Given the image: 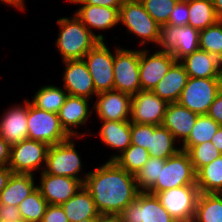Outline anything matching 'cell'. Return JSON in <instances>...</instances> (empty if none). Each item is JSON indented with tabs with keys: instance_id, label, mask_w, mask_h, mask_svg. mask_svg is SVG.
<instances>
[{
	"instance_id": "obj_35",
	"label": "cell",
	"mask_w": 222,
	"mask_h": 222,
	"mask_svg": "<svg viewBox=\"0 0 222 222\" xmlns=\"http://www.w3.org/2000/svg\"><path fill=\"white\" fill-rule=\"evenodd\" d=\"M47 206V201L36 188L19 204L18 210L25 222H42Z\"/></svg>"
},
{
	"instance_id": "obj_38",
	"label": "cell",
	"mask_w": 222,
	"mask_h": 222,
	"mask_svg": "<svg viewBox=\"0 0 222 222\" xmlns=\"http://www.w3.org/2000/svg\"><path fill=\"white\" fill-rule=\"evenodd\" d=\"M187 152L195 172L222 155L211 142L192 146Z\"/></svg>"
},
{
	"instance_id": "obj_5",
	"label": "cell",
	"mask_w": 222,
	"mask_h": 222,
	"mask_svg": "<svg viewBox=\"0 0 222 222\" xmlns=\"http://www.w3.org/2000/svg\"><path fill=\"white\" fill-rule=\"evenodd\" d=\"M184 185H196V172L188 152L181 149L160 165L159 178L147 192L155 195Z\"/></svg>"
},
{
	"instance_id": "obj_17",
	"label": "cell",
	"mask_w": 222,
	"mask_h": 222,
	"mask_svg": "<svg viewBox=\"0 0 222 222\" xmlns=\"http://www.w3.org/2000/svg\"><path fill=\"white\" fill-rule=\"evenodd\" d=\"M82 186L83 183L75 178L55 176L42 171L37 188L48 204L61 205L74 196Z\"/></svg>"
},
{
	"instance_id": "obj_20",
	"label": "cell",
	"mask_w": 222,
	"mask_h": 222,
	"mask_svg": "<svg viewBox=\"0 0 222 222\" xmlns=\"http://www.w3.org/2000/svg\"><path fill=\"white\" fill-rule=\"evenodd\" d=\"M24 102L12 105L0 118V136L10 145L28 138V99Z\"/></svg>"
},
{
	"instance_id": "obj_3",
	"label": "cell",
	"mask_w": 222,
	"mask_h": 222,
	"mask_svg": "<svg viewBox=\"0 0 222 222\" xmlns=\"http://www.w3.org/2000/svg\"><path fill=\"white\" fill-rule=\"evenodd\" d=\"M119 23L127 28V33L140 37L142 46L147 42L157 45L161 25L146 12L140 0H125L119 10Z\"/></svg>"
},
{
	"instance_id": "obj_4",
	"label": "cell",
	"mask_w": 222,
	"mask_h": 222,
	"mask_svg": "<svg viewBox=\"0 0 222 222\" xmlns=\"http://www.w3.org/2000/svg\"><path fill=\"white\" fill-rule=\"evenodd\" d=\"M75 138L82 139V137L73 136L59 144L49 146L43 171L55 176L75 178L84 184L87 175L84 177L79 175H82L83 165L79 152L75 148Z\"/></svg>"
},
{
	"instance_id": "obj_37",
	"label": "cell",
	"mask_w": 222,
	"mask_h": 222,
	"mask_svg": "<svg viewBox=\"0 0 222 222\" xmlns=\"http://www.w3.org/2000/svg\"><path fill=\"white\" fill-rule=\"evenodd\" d=\"M165 159L149 157L147 163L135 176L139 191H148L158 180L160 165L165 164Z\"/></svg>"
},
{
	"instance_id": "obj_39",
	"label": "cell",
	"mask_w": 222,
	"mask_h": 222,
	"mask_svg": "<svg viewBox=\"0 0 222 222\" xmlns=\"http://www.w3.org/2000/svg\"><path fill=\"white\" fill-rule=\"evenodd\" d=\"M146 12L161 26L165 25L179 0H140Z\"/></svg>"
},
{
	"instance_id": "obj_6",
	"label": "cell",
	"mask_w": 222,
	"mask_h": 222,
	"mask_svg": "<svg viewBox=\"0 0 222 222\" xmlns=\"http://www.w3.org/2000/svg\"><path fill=\"white\" fill-rule=\"evenodd\" d=\"M28 138L48 144H59L71 136L61 126L58 114L41 110L28 100Z\"/></svg>"
},
{
	"instance_id": "obj_54",
	"label": "cell",
	"mask_w": 222,
	"mask_h": 222,
	"mask_svg": "<svg viewBox=\"0 0 222 222\" xmlns=\"http://www.w3.org/2000/svg\"><path fill=\"white\" fill-rule=\"evenodd\" d=\"M220 78L222 80V59L220 60Z\"/></svg>"
},
{
	"instance_id": "obj_47",
	"label": "cell",
	"mask_w": 222,
	"mask_h": 222,
	"mask_svg": "<svg viewBox=\"0 0 222 222\" xmlns=\"http://www.w3.org/2000/svg\"><path fill=\"white\" fill-rule=\"evenodd\" d=\"M12 174L13 172L8 166L0 167V193L6 187Z\"/></svg>"
},
{
	"instance_id": "obj_36",
	"label": "cell",
	"mask_w": 222,
	"mask_h": 222,
	"mask_svg": "<svg viewBox=\"0 0 222 222\" xmlns=\"http://www.w3.org/2000/svg\"><path fill=\"white\" fill-rule=\"evenodd\" d=\"M199 49L222 59V22L217 21L199 34Z\"/></svg>"
},
{
	"instance_id": "obj_33",
	"label": "cell",
	"mask_w": 222,
	"mask_h": 222,
	"mask_svg": "<svg viewBox=\"0 0 222 222\" xmlns=\"http://www.w3.org/2000/svg\"><path fill=\"white\" fill-rule=\"evenodd\" d=\"M219 127L220 124L216 123L207 114L198 115L189 138L182 144L181 149L188 151L192 146L210 142Z\"/></svg>"
},
{
	"instance_id": "obj_1",
	"label": "cell",
	"mask_w": 222,
	"mask_h": 222,
	"mask_svg": "<svg viewBox=\"0 0 222 222\" xmlns=\"http://www.w3.org/2000/svg\"><path fill=\"white\" fill-rule=\"evenodd\" d=\"M85 174L83 186L89 191L100 214L119 215L140 192L135 176L114 161H106Z\"/></svg>"
},
{
	"instance_id": "obj_7",
	"label": "cell",
	"mask_w": 222,
	"mask_h": 222,
	"mask_svg": "<svg viewBox=\"0 0 222 222\" xmlns=\"http://www.w3.org/2000/svg\"><path fill=\"white\" fill-rule=\"evenodd\" d=\"M221 89V78L189 77L177 103L197 115H206Z\"/></svg>"
},
{
	"instance_id": "obj_21",
	"label": "cell",
	"mask_w": 222,
	"mask_h": 222,
	"mask_svg": "<svg viewBox=\"0 0 222 222\" xmlns=\"http://www.w3.org/2000/svg\"><path fill=\"white\" fill-rule=\"evenodd\" d=\"M75 12L76 17L90 30L99 40L104 41V35L94 33V29L107 30L119 24V11L116 8L96 5L80 4Z\"/></svg>"
},
{
	"instance_id": "obj_42",
	"label": "cell",
	"mask_w": 222,
	"mask_h": 222,
	"mask_svg": "<svg viewBox=\"0 0 222 222\" xmlns=\"http://www.w3.org/2000/svg\"><path fill=\"white\" fill-rule=\"evenodd\" d=\"M42 222H69L61 205L48 204Z\"/></svg>"
},
{
	"instance_id": "obj_26",
	"label": "cell",
	"mask_w": 222,
	"mask_h": 222,
	"mask_svg": "<svg viewBox=\"0 0 222 222\" xmlns=\"http://www.w3.org/2000/svg\"><path fill=\"white\" fill-rule=\"evenodd\" d=\"M61 206L69 222L97 218L100 214L96 209L92 196L84 186Z\"/></svg>"
},
{
	"instance_id": "obj_44",
	"label": "cell",
	"mask_w": 222,
	"mask_h": 222,
	"mask_svg": "<svg viewBox=\"0 0 222 222\" xmlns=\"http://www.w3.org/2000/svg\"><path fill=\"white\" fill-rule=\"evenodd\" d=\"M216 123L222 125V89L218 92L207 113Z\"/></svg>"
},
{
	"instance_id": "obj_43",
	"label": "cell",
	"mask_w": 222,
	"mask_h": 222,
	"mask_svg": "<svg viewBox=\"0 0 222 222\" xmlns=\"http://www.w3.org/2000/svg\"><path fill=\"white\" fill-rule=\"evenodd\" d=\"M70 3L74 4H87V5H96L102 7L116 8L118 11L123 5L125 0H67Z\"/></svg>"
},
{
	"instance_id": "obj_49",
	"label": "cell",
	"mask_w": 222,
	"mask_h": 222,
	"mask_svg": "<svg viewBox=\"0 0 222 222\" xmlns=\"http://www.w3.org/2000/svg\"><path fill=\"white\" fill-rule=\"evenodd\" d=\"M216 149L222 154V125H220L219 129L217 130L216 134L210 141Z\"/></svg>"
},
{
	"instance_id": "obj_28",
	"label": "cell",
	"mask_w": 222,
	"mask_h": 222,
	"mask_svg": "<svg viewBox=\"0 0 222 222\" xmlns=\"http://www.w3.org/2000/svg\"><path fill=\"white\" fill-rule=\"evenodd\" d=\"M199 193L222 194V155L196 172Z\"/></svg>"
},
{
	"instance_id": "obj_11",
	"label": "cell",
	"mask_w": 222,
	"mask_h": 222,
	"mask_svg": "<svg viewBox=\"0 0 222 222\" xmlns=\"http://www.w3.org/2000/svg\"><path fill=\"white\" fill-rule=\"evenodd\" d=\"M107 46L105 41H99L83 57L97 94L114 90V54Z\"/></svg>"
},
{
	"instance_id": "obj_12",
	"label": "cell",
	"mask_w": 222,
	"mask_h": 222,
	"mask_svg": "<svg viewBox=\"0 0 222 222\" xmlns=\"http://www.w3.org/2000/svg\"><path fill=\"white\" fill-rule=\"evenodd\" d=\"M155 195L177 222H193L199 196L197 185H184L157 192Z\"/></svg>"
},
{
	"instance_id": "obj_22",
	"label": "cell",
	"mask_w": 222,
	"mask_h": 222,
	"mask_svg": "<svg viewBox=\"0 0 222 222\" xmlns=\"http://www.w3.org/2000/svg\"><path fill=\"white\" fill-rule=\"evenodd\" d=\"M198 118L195 112L178 103H168L162 125L182 144L189 138ZM182 140V141H181Z\"/></svg>"
},
{
	"instance_id": "obj_2",
	"label": "cell",
	"mask_w": 222,
	"mask_h": 222,
	"mask_svg": "<svg viewBox=\"0 0 222 222\" xmlns=\"http://www.w3.org/2000/svg\"><path fill=\"white\" fill-rule=\"evenodd\" d=\"M73 15L71 18L57 19L60 31L55 44L62 61L82 60L85 54L99 42L76 15Z\"/></svg>"
},
{
	"instance_id": "obj_48",
	"label": "cell",
	"mask_w": 222,
	"mask_h": 222,
	"mask_svg": "<svg viewBox=\"0 0 222 222\" xmlns=\"http://www.w3.org/2000/svg\"><path fill=\"white\" fill-rule=\"evenodd\" d=\"M95 222H123L120 215L117 214H99Z\"/></svg>"
},
{
	"instance_id": "obj_40",
	"label": "cell",
	"mask_w": 222,
	"mask_h": 222,
	"mask_svg": "<svg viewBox=\"0 0 222 222\" xmlns=\"http://www.w3.org/2000/svg\"><path fill=\"white\" fill-rule=\"evenodd\" d=\"M150 133H154V125L131 123V144L149 151Z\"/></svg>"
},
{
	"instance_id": "obj_50",
	"label": "cell",
	"mask_w": 222,
	"mask_h": 222,
	"mask_svg": "<svg viewBox=\"0 0 222 222\" xmlns=\"http://www.w3.org/2000/svg\"><path fill=\"white\" fill-rule=\"evenodd\" d=\"M0 2L5 3L6 5L13 6L14 8H17L18 10H26L25 9V1L24 0H0Z\"/></svg>"
},
{
	"instance_id": "obj_45",
	"label": "cell",
	"mask_w": 222,
	"mask_h": 222,
	"mask_svg": "<svg viewBox=\"0 0 222 222\" xmlns=\"http://www.w3.org/2000/svg\"><path fill=\"white\" fill-rule=\"evenodd\" d=\"M22 219L18 207L0 203V220H19Z\"/></svg>"
},
{
	"instance_id": "obj_46",
	"label": "cell",
	"mask_w": 222,
	"mask_h": 222,
	"mask_svg": "<svg viewBox=\"0 0 222 222\" xmlns=\"http://www.w3.org/2000/svg\"><path fill=\"white\" fill-rule=\"evenodd\" d=\"M11 157V145L0 136V167L8 166Z\"/></svg>"
},
{
	"instance_id": "obj_25",
	"label": "cell",
	"mask_w": 222,
	"mask_h": 222,
	"mask_svg": "<svg viewBox=\"0 0 222 222\" xmlns=\"http://www.w3.org/2000/svg\"><path fill=\"white\" fill-rule=\"evenodd\" d=\"M180 62L192 78H220V60L204 50L198 49L182 58Z\"/></svg>"
},
{
	"instance_id": "obj_14",
	"label": "cell",
	"mask_w": 222,
	"mask_h": 222,
	"mask_svg": "<svg viewBox=\"0 0 222 222\" xmlns=\"http://www.w3.org/2000/svg\"><path fill=\"white\" fill-rule=\"evenodd\" d=\"M146 48L139 50V77L141 90L152 91L177 60L170 52L156 50L149 54Z\"/></svg>"
},
{
	"instance_id": "obj_15",
	"label": "cell",
	"mask_w": 222,
	"mask_h": 222,
	"mask_svg": "<svg viewBox=\"0 0 222 222\" xmlns=\"http://www.w3.org/2000/svg\"><path fill=\"white\" fill-rule=\"evenodd\" d=\"M168 103L151 90H140L132 96L130 122L162 125Z\"/></svg>"
},
{
	"instance_id": "obj_19",
	"label": "cell",
	"mask_w": 222,
	"mask_h": 222,
	"mask_svg": "<svg viewBox=\"0 0 222 222\" xmlns=\"http://www.w3.org/2000/svg\"><path fill=\"white\" fill-rule=\"evenodd\" d=\"M89 100L85 97L68 95L58 112L61 126L71 137H84L87 135V132L79 134L76 128L86 125L88 117H91L90 115L93 114L92 109L90 110L89 107Z\"/></svg>"
},
{
	"instance_id": "obj_53",
	"label": "cell",
	"mask_w": 222,
	"mask_h": 222,
	"mask_svg": "<svg viewBox=\"0 0 222 222\" xmlns=\"http://www.w3.org/2000/svg\"><path fill=\"white\" fill-rule=\"evenodd\" d=\"M96 218H87V219H84V220H81L79 222H95Z\"/></svg>"
},
{
	"instance_id": "obj_27",
	"label": "cell",
	"mask_w": 222,
	"mask_h": 222,
	"mask_svg": "<svg viewBox=\"0 0 222 222\" xmlns=\"http://www.w3.org/2000/svg\"><path fill=\"white\" fill-rule=\"evenodd\" d=\"M33 174H12L0 193V203L19 206L36 188Z\"/></svg>"
},
{
	"instance_id": "obj_32",
	"label": "cell",
	"mask_w": 222,
	"mask_h": 222,
	"mask_svg": "<svg viewBox=\"0 0 222 222\" xmlns=\"http://www.w3.org/2000/svg\"><path fill=\"white\" fill-rule=\"evenodd\" d=\"M188 9V25L199 31L218 21L212 0H188Z\"/></svg>"
},
{
	"instance_id": "obj_51",
	"label": "cell",
	"mask_w": 222,
	"mask_h": 222,
	"mask_svg": "<svg viewBox=\"0 0 222 222\" xmlns=\"http://www.w3.org/2000/svg\"><path fill=\"white\" fill-rule=\"evenodd\" d=\"M216 18L219 22H222V0H212Z\"/></svg>"
},
{
	"instance_id": "obj_18",
	"label": "cell",
	"mask_w": 222,
	"mask_h": 222,
	"mask_svg": "<svg viewBox=\"0 0 222 222\" xmlns=\"http://www.w3.org/2000/svg\"><path fill=\"white\" fill-rule=\"evenodd\" d=\"M63 62L65 66L62 75L63 88L68 92V95L88 99L96 96L93 80L84 60H67Z\"/></svg>"
},
{
	"instance_id": "obj_30",
	"label": "cell",
	"mask_w": 222,
	"mask_h": 222,
	"mask_svg": "<svg viewBox=\"0 0 222 222\" xmlns=\"http://www.w3.org/2000/svg\"><path fill=\"white\" fill-rule=\"evenodd\" d=\"M193 222H222V194L199 193Z\"/></svg>"
},
{
	"instance_id": "obj_31",
	"label": "cell",
	"mask_w": 222,
	"mask_h": 222,
	"mask_svg": "<svg viewBox=\"0 0 222 222\" xmlns=\"http://www.w3.org/2000/svg\"><path fill=\"white\" fill-rule=\"evenodd\" d=\"M68 92L55 85L39 88L32 97V104L41 110L58 114L64 104Z\"/></svg>"
},
{
	"instance_id": "obj_24",
	"label": "cell",
	"mask_w": 222,
	"mask_h": 222,
	"mask_svg": "<svg viewBox=\"0 0 222 222\" xmlns=\"http://www.w3.org/2000/svg\"><path fill=\"white\" fill-rule=\"evenodd\" d=\"M189 76L180 61H176L152 91L167 103H177Z\"/></svg>"
},
{
	"instance_id": "obj_41",
	"label": "cell",
	"mask_w": 222,
	"mask_h": 222,
	"mask_svg": "<svg viewBox=\"0 0 222 222\" xmlns=\"http://www.w3.org/2000/svg\"><path fill=\"white\" fill-rule=\"evenodd\" d=\"M189 9L188 0H179L171 12L168 22L165 25L184 26L188 25Z\"/></svg>"
},
{
	"instance_id": "obj_8",
	"label": "cell",
	"mask_w": 222,
	"mask_h": 222,
	"mask_svg": "<svg viewBox=\"0 0 222 222\" xmlns=\"http://www.w3.org/2000/svg\"><path fill=\"white\" fill-rule=\"evenodd\" d=\"M114 90L135 95L141 90L139 77V48L124 49L119 46L114 51Z\"/></svg>"
},
{
	"instance_id": "obj_16",
	"label": "cell",
	"mask_w": 222,
	"mask_h": 222,
	"mask_svg": "<svg viewBox=\"0 0 222 222\" xmlns=\"http://www.w3.org/2000/svg\"><path fill=\"white\" fill-rule=\"evenodd\" d=\"M93 110L100 121H127L131 116L132 96L111 90L96 95Z\"/></svg>"
},
{
	"instance_id": "obj_23",
	"label": "cell",
	"mask_w": 222,
	"mask_h": 222,
	"mask_svg": "<svg viewBox=\"0 0 222 222\" xmlns=\"http://www.w3.org/2000/svg\"><path fill=\"white\" fill-rule=\"evenodd\" d=\"M98 135L104 145L117 149L118 154H113L108 161H113L131 145V122L127 121H102Z\"/></svg>"
},
{
	"instance_id": "obj_52",
	"label": "cell",
	"mask_w": 222,
	"mask_h": 222,
	"mask_svg": "<svg viewBox=\"0 0 222 222\" xmlns=\"http://www.w3.org/2000/svg\"><path fill=\"white\" fill-rule=\"evenodd\" d=\"M0 222H25L23 219L19 220H0Z\"/></svg>"
},
{
	"instance_id": "obj_29",
	"label": "cell",
	"mask_w": 222,
	"mask_h": 222,
	"mask_svg": "<svg viewBox=\"0 0 222 222\" xmlns=\"http://www.w3.org/2000/svg\"><path fill=\"white\" fill-rule=\"evenodd\" d=\"M176 139L163 125H154V133H150L149 155L154 158L168 159L176 154L181 147H177Z\"/></svg>"
},
{
	"instance_id": "obj_10",
	"label": "cell",
	"mask_w": 222,
	"mask_h": 222,
	"mask_svg": "<svg viewBox=\"0 0 222 222\" xmlns=\"http://www.w3.org/2000/svg\"><path fill=\"white\" fill-rule=\"evenodd\" d=\"M48 148V144L29 138L11 145V157L8 167L14 174L35 175L34 173L35 171L37 172V169L42 172L46 164Z\"/></svg>"
},
{
	"instance_id": "obj_34",
	"label": "cell",
	"mask_w": 222,
	"mask_h": 222,
	"mask_svg": "<svg viewBox=\"0 0 222 222\" xmlns=\"http://www.w3.org/2000/svg\"><path fill=\"white\" fill-rule=\"evenodd\" d=\"M149 151L137 145H130L124 152L118 155L113 161L129 174L134 176L147 163Z\"/></svg>"
},
{
	"instance_id": "obj_13",
	"label": "cell",
	"mask_w": 222,
	"mask_h": 222,
	"mask_svg": "<svg viewBox=\"0 0 222 222\" xmlns=\"http://www.w3.org/2000/svg\"><path fill=\"white\" fill-rule=\"evenodd\" d=\"M123 222H177L156 195L140 191L136 199L119 214Z\"/></svg>"
},
{
	"instance_id": "obj_9",
	"label": "cell",
	"mask_w": 222,
	"mask_h": 222,
	"mask_svg": "<svg viewBox=\"0 0 222 222\" xmlns=\"http://www.w3.org/2000/svg\"><path fill=\"white\" fill-rule=\"evenodd\" d=\"M200 31L190 25H163L156 46L160 51L170 52L177 61L199 49Z\"/></svg>"
}]
</instances>
